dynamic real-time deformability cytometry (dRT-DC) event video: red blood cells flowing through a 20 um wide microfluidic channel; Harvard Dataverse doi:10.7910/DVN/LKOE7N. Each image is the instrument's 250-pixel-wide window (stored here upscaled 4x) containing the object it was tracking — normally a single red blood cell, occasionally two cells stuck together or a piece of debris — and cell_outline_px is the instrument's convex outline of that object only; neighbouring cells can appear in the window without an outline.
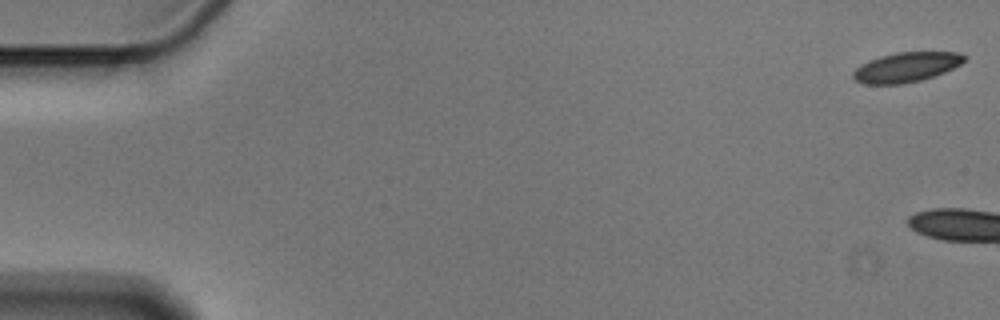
{"species": "Egyptian fruit bat (a non-hibernating species)", "species_latin": "Rousettus aegyptiacus", "temperature_condition": "cold", "stored_images_in_passage": 7, "camera_frame_rate_fps": 3000, "um_per_image_px": 0.085, "animal": {"sex": "male"}, "frame": {"image": 1, "passage_image": 1, "time_ms": 0.0, "image_size_px": [1000, 320], "cell_outline_px": [[968, 56], [960, 64], [944, 72], [920, 80], [904, 84], [864, 84], [856, 80], [852, 76], [852, 72], [860, 64], [868, 60], [880, 56], [896, 52], [960, 52]], "centroid_in_image_um": [77.01, 5.7], "position_along_channel_um": 8.0, "area_um2": 19.31}}